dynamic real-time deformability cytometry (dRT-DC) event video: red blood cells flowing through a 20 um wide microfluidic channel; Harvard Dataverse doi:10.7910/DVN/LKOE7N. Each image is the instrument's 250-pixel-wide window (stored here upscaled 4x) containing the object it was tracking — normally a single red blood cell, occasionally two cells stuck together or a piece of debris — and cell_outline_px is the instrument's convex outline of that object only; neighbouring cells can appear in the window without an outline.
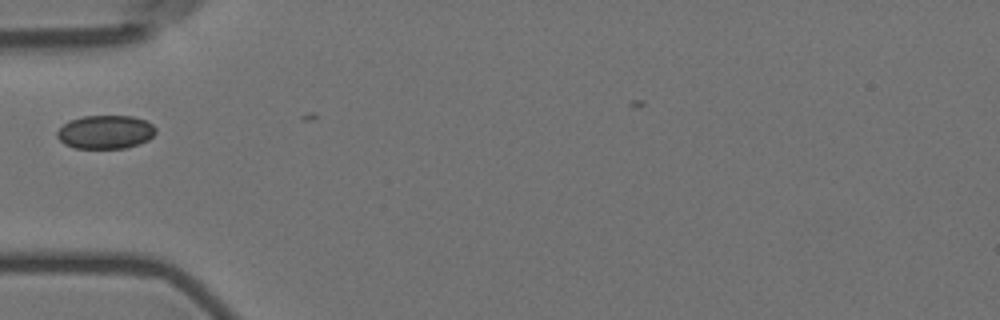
{"species": "Egyptian fruit bat (a non-hibernating species)", "species_latin": "Rousettus aegyptiacus", "temperature_condition": "room temperature", "stored_images_in_passage": 5, "camera_frame_rate_fps": 3000, "um_per_image_px": 0.085, "animal": {"sex": "female"}, "frame": {"image": 1, "passage_image": 2, "time_ms": 0.333, "image_size_px": [1000, 320], "cell_outline_px": [[156, 132], [148, 140], [124, 148], [76, 148], [64, 144], [56, 136], [56, 132], [68, 120], [84, 116], [132, 116], [144, 120], [152, 124], [156, 128]], "centroid_in_image_um": [8.94, 11.21], "position_along_channel_um": 76.1, "area_um2": 19.19}}